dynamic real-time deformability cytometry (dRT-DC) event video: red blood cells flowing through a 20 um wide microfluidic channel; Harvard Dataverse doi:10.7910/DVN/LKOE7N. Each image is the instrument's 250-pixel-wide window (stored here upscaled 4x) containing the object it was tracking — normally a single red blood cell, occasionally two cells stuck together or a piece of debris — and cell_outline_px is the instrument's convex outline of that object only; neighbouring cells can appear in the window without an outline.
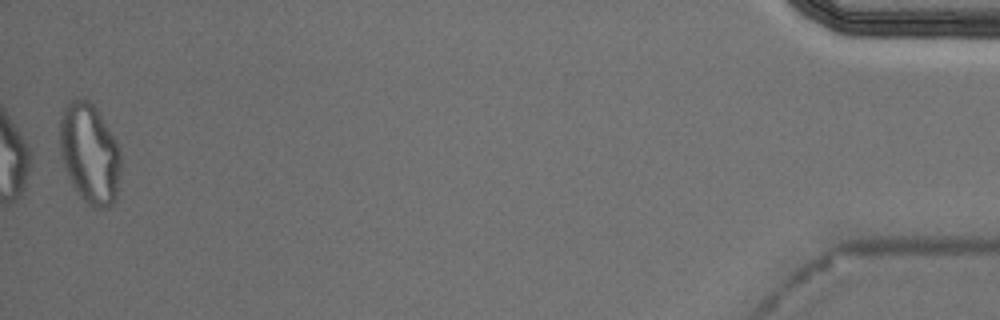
{"species": "Egyptian fruit bat (a non-hibernating species)", "species_latin": "Rousettus aegyptiacus", "temperature_condition": "cold", "stored_images_in_passage": 38, "camera_frame_rate_fps": 3000, "um_per_image_px": 0.085, "animal": {"sex": "male"}, "frame": {"image": 1, "passage_image": 38, "time_ms": 12.333, "image_size_px": [1000, 320], "cell_outline_px": [[120, 176], [116, 200], [108, 208], [92, 208], [76, 192], [64, 168], [60, 156], [60, 120], [64, 108], [68, 100], [76, 96], [84, 96], [96, 108], [116, 140], [120, 148]], "centroid_in_image_um": [7.61, 13.03], "position_along_channel_um": 427.6, "area_um2": 36.24}, "authors_computed_cell_mechanics": {"area_um2": 21.7617, "velocity_mm_per_s": 3.7164, "shape_relaxation_time_tau1_ms": null, "shape_relaxation_time_tau2_ms": 2.7693, "deformation_change_tau1": null, "deformation_change_tau2": 0.0844}}